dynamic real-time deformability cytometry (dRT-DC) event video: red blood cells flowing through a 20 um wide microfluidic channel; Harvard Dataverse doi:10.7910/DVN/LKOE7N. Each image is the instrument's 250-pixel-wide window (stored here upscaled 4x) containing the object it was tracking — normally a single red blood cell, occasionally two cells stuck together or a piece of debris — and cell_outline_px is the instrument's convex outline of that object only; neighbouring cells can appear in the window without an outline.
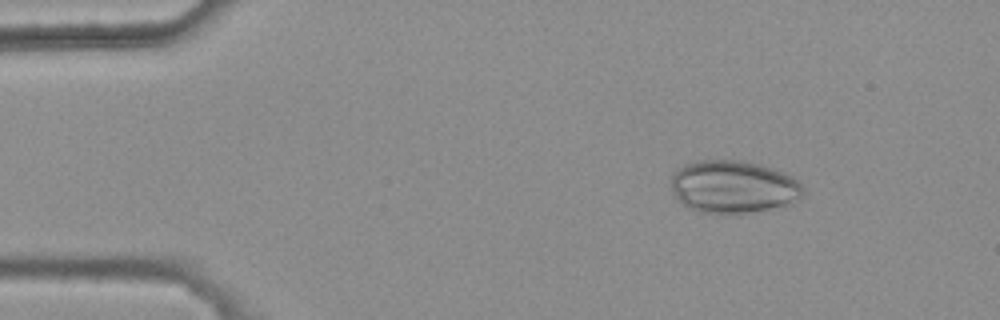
{"species": "common noctule bat (a hibernating species)", "species_latin": "Nyctalus noctula", "temperature_condition": "warm", "stored_images_in_passage": 4, "camera_frame_rate_fps": 3000, "um_per_image_px": 0.085, "animal": {"sex": "female", "body_mass_g": 25.1}, "frame": {"image": 1, "passage_image": 2, "time_ms": 0.333, "image_size_px": [1000, 320], "cell_outline_px": [[804, 196], [800, 200], [792, 204], [728, 216], [724, 216], [700, 212], [688, 208], [672, 192], [672, 176], [676, 168], [684, 164], [700, 160], [744, 160], [760, 164], [784, 172], [800, 180], [804, 188]], "centroid_in_image_um": [62.38, 15.89], "position_along_channel_um": 22.6, "area_um2": 41.5}}